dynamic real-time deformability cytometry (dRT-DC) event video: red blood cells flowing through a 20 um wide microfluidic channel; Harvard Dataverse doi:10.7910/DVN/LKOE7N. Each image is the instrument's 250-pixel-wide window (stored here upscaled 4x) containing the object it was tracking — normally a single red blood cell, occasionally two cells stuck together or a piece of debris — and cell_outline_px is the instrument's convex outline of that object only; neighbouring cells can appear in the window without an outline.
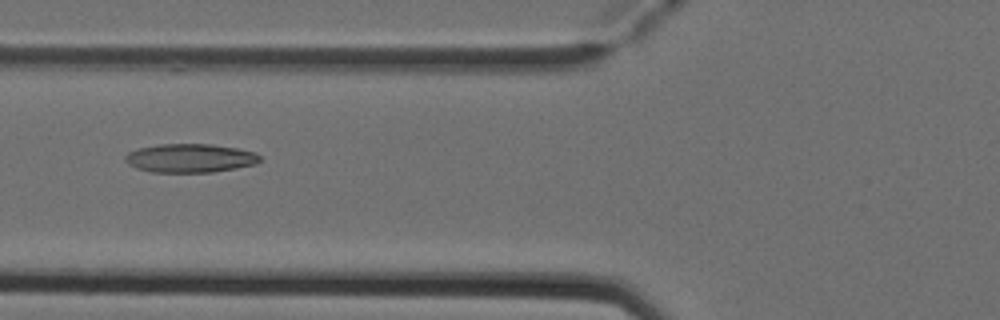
{"species": "Egyptian fruit bat (a non-hibernating species)", "species_latin": "Rousettus aegyptiacus", "temperature_condition": "cold", "stored_images_in_passage": 8, "camera_frame_rate_fps": 3000, "um_per_image_px": 0.085, "animal": {"sex": "female"}, "frame": {"image": 1, "passage_image": 5, "time_ms": 1.333, "image_size_px": [1000, 320], "cell_outline_px": [[260, 160], [256, 164], [236, 168], [212, 172], [152, 172], [136, 168], [128, 164], [124, 160], [124, 156], [128, 152], [136, 148], [160, 144], [208, 144], [236, 148], [256, 152], [260, 156]], "centroid_in_image_um": [16.13, 13.44], "position_along_channel_um": 109.7, "area_um2": 22.6}}
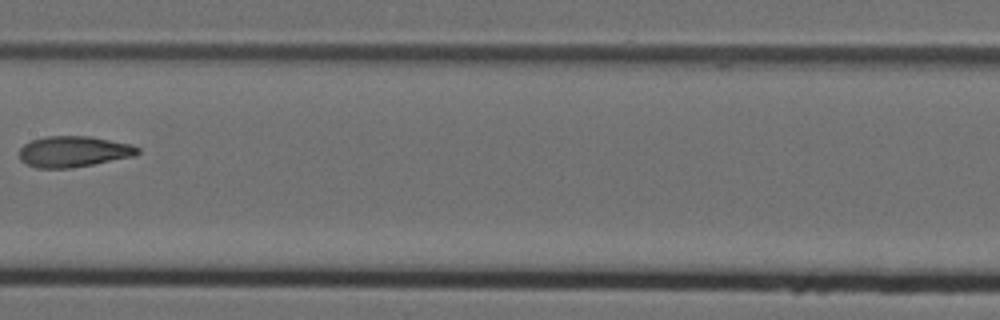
{"frame": {"image": 2, "passage_image": 7, "time_ms": 2.0, "image_size_px": [1000, 320], "cell_outline_px": [[140, 152], [136, 156], [92, 164], [68, 168], [36, 168], [24, 164], [20, 160], [20, 148], [24, 144], [32, 140], [44, 136], [92, 136], [132, 144], [140, 148]], "centroid_in_image_um": [6.26, 12.88], "position_along_channel_um": 201.1, "area_um2": 21.56}}
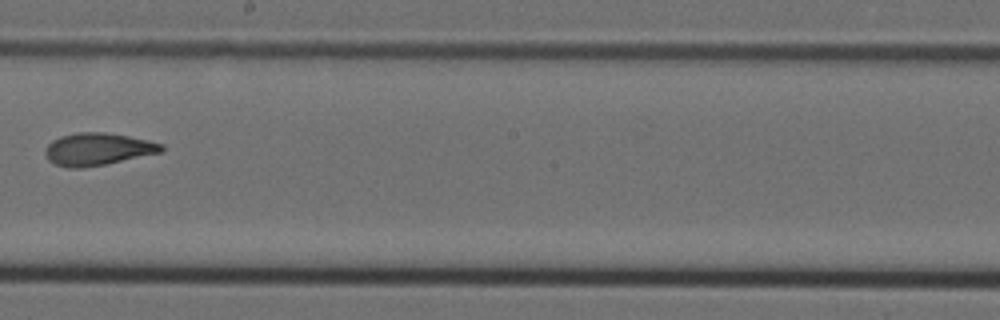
{"frame": {"image": 3, "passage_image": 8, "time_ms": 2.333, "image_size_px": [1000, 320], "cell_outline_px": [[164, 148], [160, 152], [104, 164], [80, 168], [68, 168], [56, 164], [48, 160], [44, 152], [44, 148], [52, 140], [60, 136], [76, 132], [104, 132], [128, 136], [148, 140], [164, 144]], "centroid_in_image_um": [8.26, 12.66], "position_along_channel_um": 239.9, "area_um2": 21.79}}